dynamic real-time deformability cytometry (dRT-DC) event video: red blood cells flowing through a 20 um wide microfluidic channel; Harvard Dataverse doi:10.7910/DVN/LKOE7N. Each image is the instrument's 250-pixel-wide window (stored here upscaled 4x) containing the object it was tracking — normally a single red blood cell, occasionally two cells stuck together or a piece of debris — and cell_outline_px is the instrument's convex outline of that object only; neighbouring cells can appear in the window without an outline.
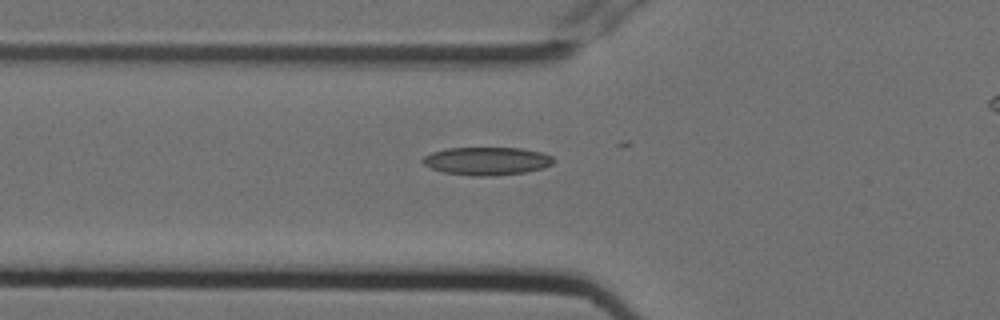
{"species": "Egyptian fruit bat (a non-hibernating species)", "species_latin": "Rousettus aegyptiacus", "temperature_condition": "cold", "stored_images_in_passage": 9, "camera_frame_rate_fps": 3000, "um_per_image_px": 0.085, "animal": {"sex": "female"}, "frame": {"image": 1, "passage_image": 7, "time_ms": 2.0, "image_size_px": [1000, 320], "cell_outline_px": [[556, 160], [552, 164], [544, 168], [524, 172], [492, 176], [472, 176], [444, 172], [432, 168], [424, 164], [420, 160], [424, 156], [432, 152], [448, 148], [520, 148], [540, 152], [552, 156]], "centroid_in_image_um": [41.39, 13.69], "position_along_channel_um": 84.4, "area_um2": 21.33}}